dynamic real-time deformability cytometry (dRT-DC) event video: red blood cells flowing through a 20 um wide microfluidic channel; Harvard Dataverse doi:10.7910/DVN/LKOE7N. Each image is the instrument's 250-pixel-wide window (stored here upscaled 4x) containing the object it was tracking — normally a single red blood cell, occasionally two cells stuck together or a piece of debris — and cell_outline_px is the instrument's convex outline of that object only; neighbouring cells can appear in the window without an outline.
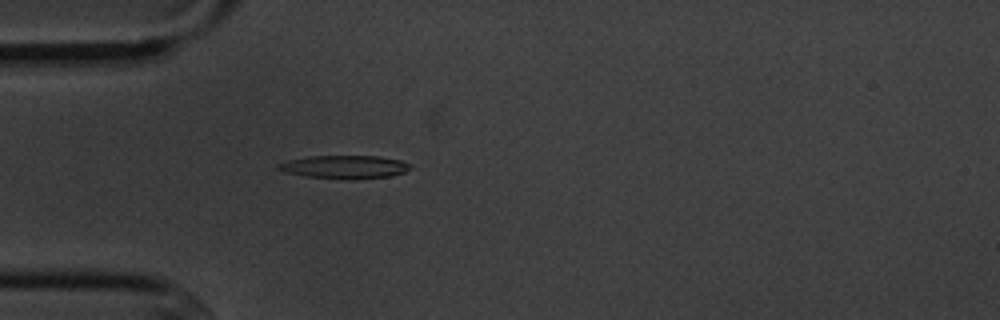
{"species": "common noctule bat (a hibernating species)", "species_latin": "Nyctalus noctula", "temperature_condition": "cold", "stored_images_in_passage": 4, "camera_frame_rate_fps": 3000, "um_per_image_px": 0.085, "animal": {"sex": "male", "body_mass_g": 20.1, "forearm_length_mm": 53.5}, "frame": {"image": 1, "passage_image": 4, "time_ms": 3.333, "image_size_px": [1000, 320], "cell_outline_px": [[412, 168], [404, 172], [388, 176], [356, 180], [344, 180], [304, 176], [288, 172], [276, 168], [276, 164], [288, 160], [308, 156], [380, 156], [400, 160], [412, 164]], "centroid_in_image_um": [29.31, 14.2], "position_along_channel_um": 55.7, "area_um2": 18.09}}